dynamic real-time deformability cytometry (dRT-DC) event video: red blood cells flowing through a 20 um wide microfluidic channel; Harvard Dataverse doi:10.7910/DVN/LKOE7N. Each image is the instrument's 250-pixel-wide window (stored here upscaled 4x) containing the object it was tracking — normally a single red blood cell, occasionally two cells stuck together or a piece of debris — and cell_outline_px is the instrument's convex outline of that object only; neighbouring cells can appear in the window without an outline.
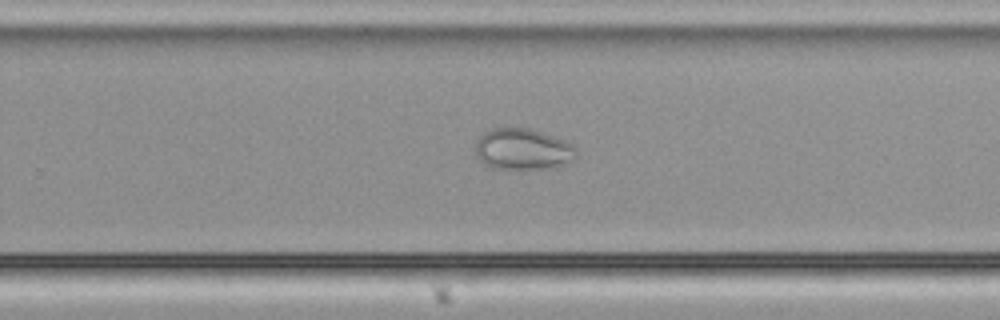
{"species": "common noctule bat (a hibernating species)", "species_latin": "Nyctalus noctula", "temperature_condition": "cold", "stored_images_in_passage": 53, "camera_frame_rate_fps": 3000, "um_per_image_px": 0.085, "animal": {"sex": "male", "body_mass_g": 21.5, "forearm_length_mm": 52.0}, "frame": {"image": 1, "passage_image": 34, "time_ms": 11.0, "image_size_px": [1000, 320], "cell_outline_px": [[576, 156], [572, 160], [552, 168], [492, 168], [484, 164], [476, 156], [476, 140], [484, 132], [492, 128], [528, 128], [564, 140], [572, 144], [576, 148]], "centroid_in_image_um": [44.41, 12.68], "position_along_channel_um": 285.4, "area_um2": 23.99}}
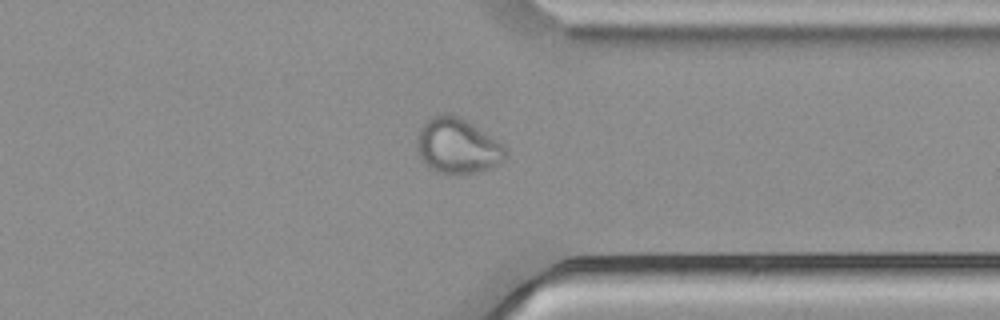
{"frame": {"image": 2, "passage_image": 41, "time_ms": 13.333, "image_size_px": [1000, 320], "cell_outline_px": [[508, 152], [504, 160], [500, 164], [484, 172], [436, 172], [424, 164], [420, 160], [416, 148], [416, 140], [420, 128], [424, 120], [432, 116], [444, 112], [448, 112], [472, 124], [504, 144], [508, 148]], "centroid_in_image_um": [38.88, 12.39], "position_along_channel_um": 372.5, "area_um2": 28.9}}
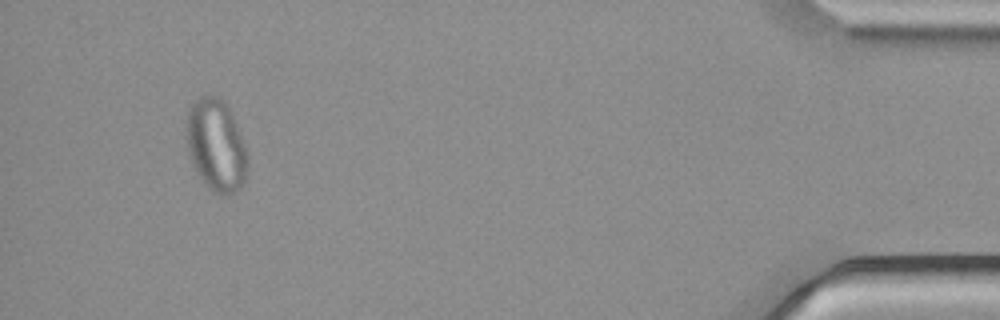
{"frame": {"image": 3, "passage_image": 50, "time_ms": 16.333, "image_size_px": [1000, 320], "cell_outline_px": [[248, 164], [244, 180], [240, 188], [228, 196], [220, 196], [208, 188], [204, 184], [196, 172], [188, 156], [188, 112], [192, 104], [200, 96], [220, 96], [224, 100], [232, 112], [248, 148]], "centroid_in_image_um": [18.42, 12.38], "position_along_channel_um": 416.8, "area_um2": 33.29}}